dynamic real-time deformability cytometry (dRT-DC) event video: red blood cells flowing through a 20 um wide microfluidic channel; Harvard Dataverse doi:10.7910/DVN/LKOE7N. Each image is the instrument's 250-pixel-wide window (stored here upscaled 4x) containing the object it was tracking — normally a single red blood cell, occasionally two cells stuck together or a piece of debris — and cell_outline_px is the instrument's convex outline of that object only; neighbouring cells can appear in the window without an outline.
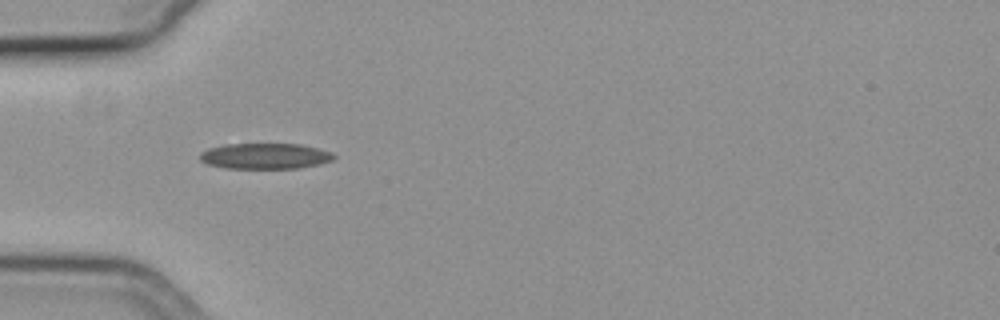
{"species": "common noctule bat (a hibernating species)", "species_latin": "Nyctalus noctula", "temperature_condition": "cold", "stored_images_in_passage": 33, "camera_frame_rate_fps": 3000, "um_per_image_px": 0.085, "animal": {"sex": "female", "body_mass_g": 19.3, "forearm_length_mm": 54.1}, "frame": {"image": 1, "passage_image": 1, "time_ms": 0.0, "image_size_px": [1000, 320], "cell_outline_px": [[336, 156], [332, 160], [320, 164], [300, 168], [224, 168], [208, 164], [200, 160], [200, 152], [208, 148], [224, 144], [300, 144], [332, 152]], "centroid_in_image_um": [22.52, 13.26], "position_along_channel_um": 62.5, "area_um2": 20.11}}
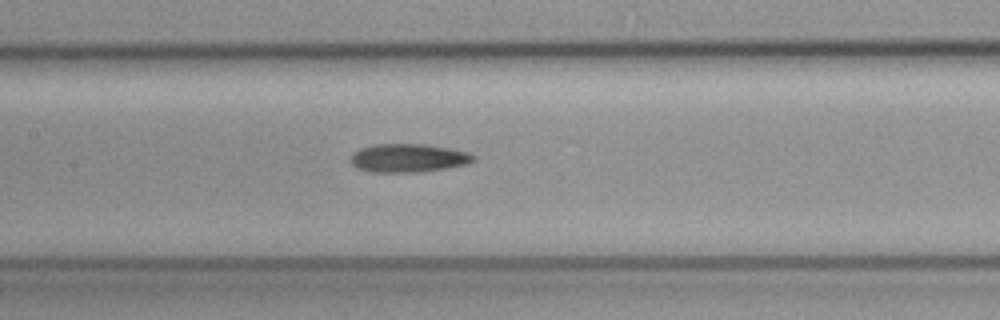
{"frame": {"image": 2, "passage_image": 10, "time_ms": 3.0, "image_size_px": [1000, 320], "cell_outline_px": [[476, 160], [468, 164], [448, 168], [420, 172], [368, 172], [356, 168], [348, 160], [352, 152], [360, 148], [376, 144], [424, 144], [448, 148], [468, 152], [476, 156]], "centroid_in_image_um": [34.68, 13.44], "position_along_channel_um": 172.7, "area_um2": 20.69}}
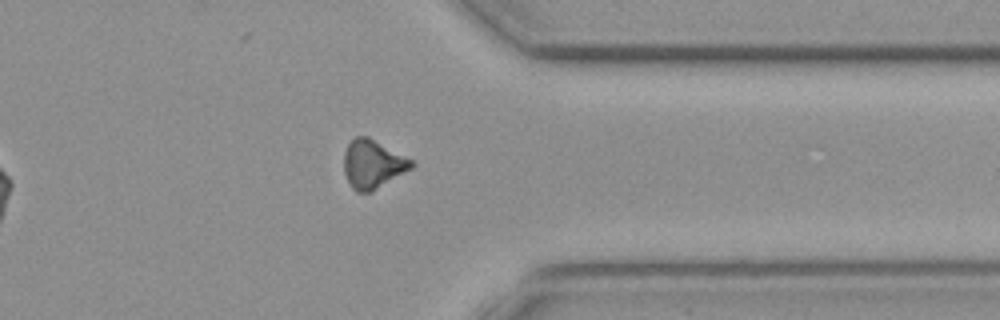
{"frame": {"image": 3, "passage_image": 27, "time_ms": 8.667, "image_size_px": [1000, 320], "cell_outline_px": [[416, 164], [412, 168], [372, 192], [356, 192], [352, 188], [344, 172], [344, 152], [348, 144], [356, 136], [368, 136], [412, 160]], "centroid_in_image_um": [31.68, 13.96], "position_along_channel_um": 379.7, "area_um2": 19.02}, "authors_computed_cell_mechanics": {"area_um2": 19.7098, "velocity_mm_per_s": 3.7661, "shape_relaxation_time_tau1_ms": 4.6577, "shape_relaxation_time_tau2_ms": null, "deformation_change_tau1": 0.1265, "deformation_change_tau2": null}}